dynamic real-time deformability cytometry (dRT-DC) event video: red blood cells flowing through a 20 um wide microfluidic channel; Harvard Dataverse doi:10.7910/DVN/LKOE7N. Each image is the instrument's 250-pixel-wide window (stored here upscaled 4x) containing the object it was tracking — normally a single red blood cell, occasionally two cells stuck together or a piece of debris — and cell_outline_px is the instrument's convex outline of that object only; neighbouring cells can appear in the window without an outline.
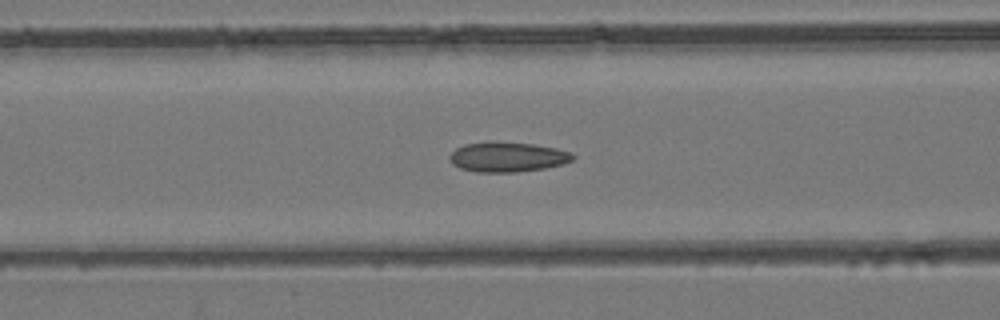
{"species": "common noctule bat (a hibernating species)", "species_latin": "Nyctalus noctula", "temperature_condition": "room temperature", "stored_images_in_passage": 47, "camera_frame_rate_fps": 3000, "um_per_image_px": 0.085, "animal": {"sex": "female", "body_mass_g": 24.6, "forearm_length_mm": 56.2}, "frame": {"image": 1, "passage_image": 16, "time_ms": 5.0, "image_size_px": [1000, 320], "cell_outline_px": [[576, 156], [572, 160], [564, 164], [544, 168], [516, 172], [476, 172], [460, 168], [452, 164], [448, 156], [456, 148], [464, 144], [492, 140], [496, 140], [532, 144], [556, 148], [568, 152]], "centroid_in_image_um": [43.1, 13.33], "position_along_channel_um": 123.5, "area_um2": 21.73}}
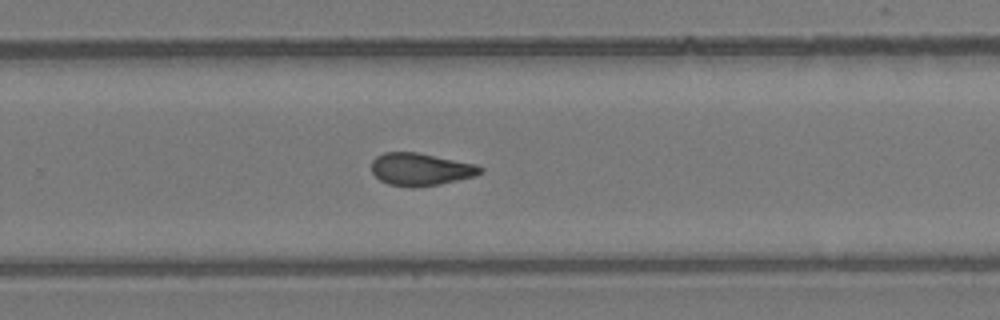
{"frame": {"image": 2, "passage_image": 29, "time_ms": 9.333, "image_size_px": [1000, 320], "cell_outline_px": [[484, 172], [476, 176], [440, 184], [412, 188], [388, 184], [380, 180], [372, 172], [372, 160], [376, 156], [384, 152], [416, 152], [476, 164], [484, 168]], "centroid_in_image_um": [35.77, 14.4], "position_along_channel_um": 294.0, "area_um2": 20.75}}
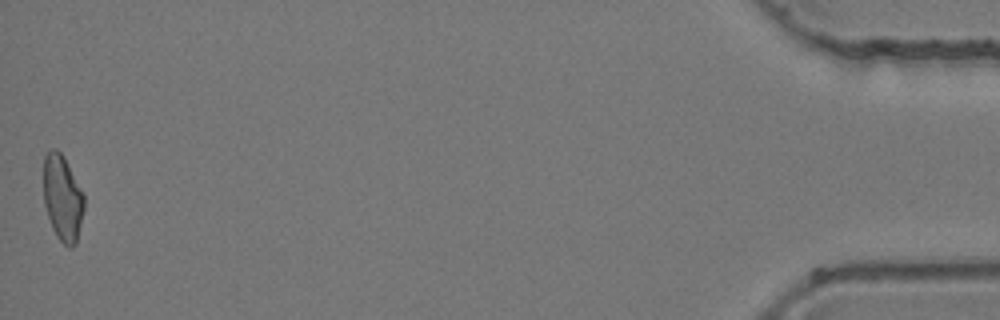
{"frame": {"image": 3, "passage_image": 47, "time_ms": 15.333, "image_size_px": [1000, 320], "cell_outline_px": [[84, 208], [76, 244], [72, 248], [68, 248], [56, 236], [52, 228], [44, 204], [44, 156], [52, 148], [56, 148], [64, 156], [84, 196]], "centroid_in_image_um": [5.31, 16.85], "position_along_channel_um": 429.9, "area_um2": 20.23}, "authors_computed_cell_mechanics": {"area_um2": 20.7502, "velocity_mm_per_s": 3.9487, "shape_relaxation_time_tau1_ms": null, "shape_relaxation_time_tau2_ms": 2.3275, "deformation_change_tau1": null, "deformation_change_tau2": 0.0789}}